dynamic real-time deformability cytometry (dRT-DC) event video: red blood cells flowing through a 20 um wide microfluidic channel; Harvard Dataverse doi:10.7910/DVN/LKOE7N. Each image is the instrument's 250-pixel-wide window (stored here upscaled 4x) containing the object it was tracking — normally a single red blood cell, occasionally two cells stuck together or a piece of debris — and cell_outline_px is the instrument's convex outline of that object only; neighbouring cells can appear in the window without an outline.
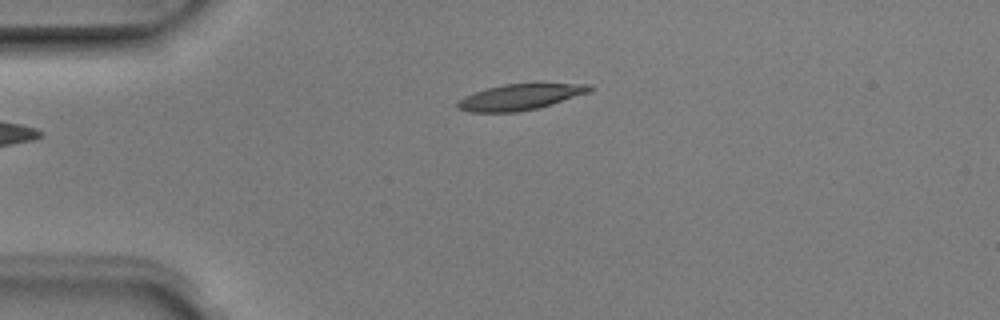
{"species": "Egyptian fruit bat (a non-hibernating species)", "species_latin": "Rousettus aegyptiacus", "temperature_condition": "room temperature", "stored_images_in_passage": 3, "camera_frame_rate_fps": 3000, "um_per_image_px": 0.085, "animal": {"sex": "male"}, "frame": {"image": 1, "passage_image": 3, "time_ms": 0.667, "image_size_px": [1000, 320], "cell_outline_px": [[592, 88], [588, 92], [552, 104], [536, 108], [516, 112], [468, 112], [456, 108], [456, 100], [464, 96], [488, 88], [504, 84], [592, 84]], "centroid_in_image_um": [44.13, 8.26], "position_along_channel_um": 40.9, "area_um2": 19.65}}